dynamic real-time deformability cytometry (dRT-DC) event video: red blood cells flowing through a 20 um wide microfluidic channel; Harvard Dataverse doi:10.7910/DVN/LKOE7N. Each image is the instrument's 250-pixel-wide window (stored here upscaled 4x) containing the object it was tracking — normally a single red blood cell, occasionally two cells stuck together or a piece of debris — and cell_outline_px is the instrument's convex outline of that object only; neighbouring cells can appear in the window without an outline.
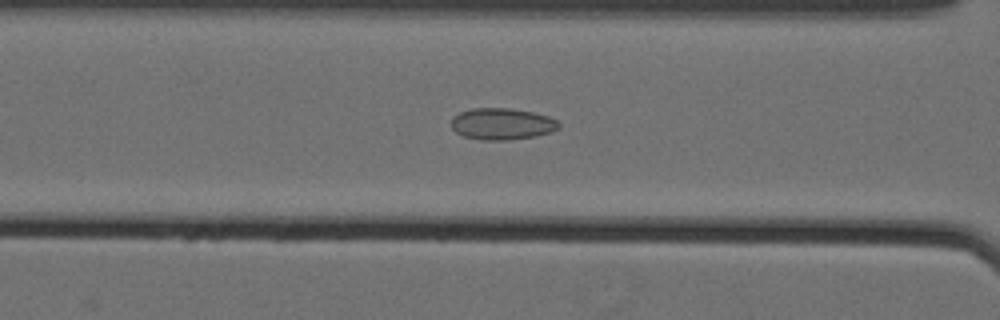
{"species": "Egyptian fruit bat (a non-hibernating species)", "species_latin": "Rousettus aegyptiacus", "temperature_condition": "cold", "stored_images_in_passage": 51, "camera_frame_rate_fps": 3000, "um_per_image_px": 0.085, "animal": {"sex": "female"}, "frame": {"image": 1, "passage_image": 19, "time_ms": 6.0, "image_size_px": [1000, 320], "cell_outline_px": [[560, 124], [552, 132], [536, 136], [508, 140], [480, 140], [464, 136], [456, 132], [452, 128], [452, 116], [460, 112], [472, 108], [512, 108], [532, 112], [548, 116], [556, 120]], "centroid_in_image_um": [42.65, 10.53], "position_along_channel_um": 123.9, "area_um2": 19.83}}
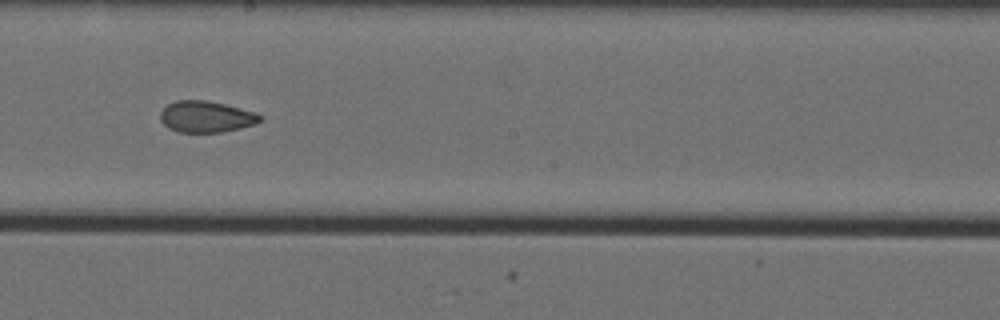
{"frame": {"image": 2, "passage_image": 28, "time_ms": 9.0, "image_size_px": [1000, 320], "cell_outline_px": [[264, 116], [256, 124], [240, 128], [220, 132], [180, 132], [168, 128], [160, 120], [160, 112], [168, 104], [176, 100], [208, 100], [256, 112]], "centroid_in_image_um": [17.53, 9.91], "position_along_channel_um": 230.7, "area_um2": 18.26}}
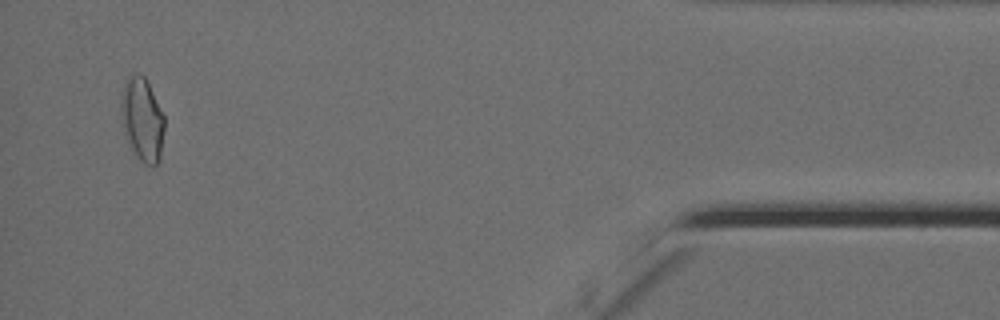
{"frame": {"image": 3, "passage_image": 49, "time_ms": 16.0, "image_size_px": [1000, 320], "cell_outline_px": [[164, 132], [160, 160], [152, 168], [144, 164], [136, 156], [132, 148], [124, 128], [120, 104], [120, 92], [132, 72], [144, 76], [164, 116]], "centroid_in_image_um": [12.1, 10.17], "position_along_channel_um": 423.1, "area_um2": 20.87}, "authors_computed_cell_mechanics": {"area_um2": 18.9006, "velocity_mm_per_s": 3.5456, "shape_relaxation_time_tau1_ms": null, "shape_relaxation_time_tau2_ms": 2.0704, "deformation_change_tau1": null, "deformation_change_tau2": 0.0801}}